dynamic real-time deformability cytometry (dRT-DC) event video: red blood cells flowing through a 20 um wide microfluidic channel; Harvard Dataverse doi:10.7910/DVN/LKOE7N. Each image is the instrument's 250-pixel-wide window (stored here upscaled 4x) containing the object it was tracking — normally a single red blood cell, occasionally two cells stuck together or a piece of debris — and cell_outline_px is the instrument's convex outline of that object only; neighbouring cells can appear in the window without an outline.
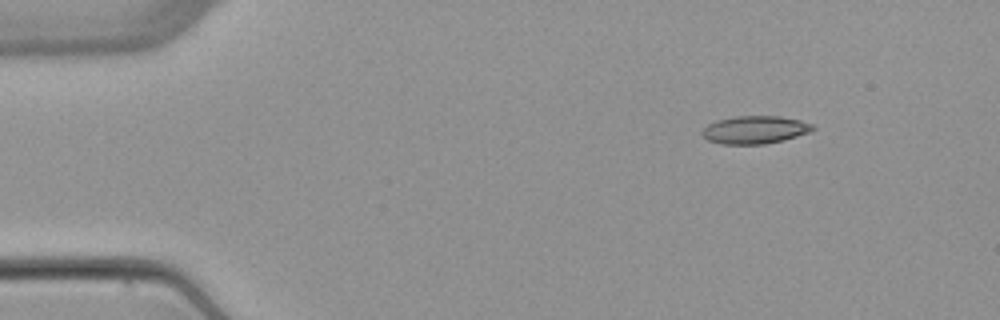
{"species": "common noctule bat (a hibernating species)", "species_latin": "Nyctalus noctula", "temperature_condition": "warm", "stored_images_in_passage": 4, "camera_frame_rate_fps": 3000, "um_per_image_px": 0.085, "animal": {"sex": "female", "body_mass_g": 22.7, "forearm_length_mm": 54.2}, "frame": {"image": 1, "passage_image": 2, "time_ms": 2.0, "image_size_px": [1000, 320], "cell_outline_px": [[816, 128], [812, 132], [784, 140], [764, 144], [720, 144], [708, 140], [700, 132], [708, 124], [716, 120], [736, 116], [780, 116], [800, 120], [812, 124]], "centroid_in_image_um": [64.19, 11.03], "position_along_channel_um": 20.8, "area_um2": 18.09}}